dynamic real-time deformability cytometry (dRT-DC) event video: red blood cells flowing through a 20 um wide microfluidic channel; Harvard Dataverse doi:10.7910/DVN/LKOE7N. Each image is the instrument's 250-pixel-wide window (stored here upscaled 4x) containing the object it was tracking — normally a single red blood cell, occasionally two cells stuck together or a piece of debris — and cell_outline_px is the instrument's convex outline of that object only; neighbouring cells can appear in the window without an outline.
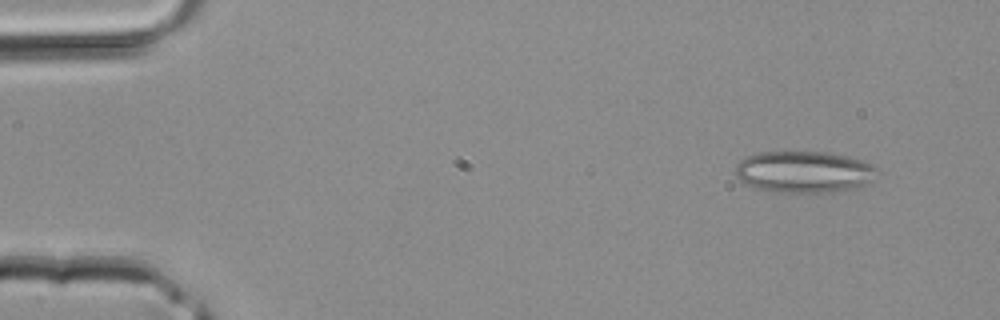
{"species": "common noctule bat (a hibernating species)", "species_latin": "Nyctalus noctula", "temperature_condition": "room temperature", "stored_images_in_passage": 39, "camera_frame_rate_fps": 3000, "um_per_image_px": 0.085, "animal": {"sex": "male", "body_mass_g": 20.4}, "frame": {"image": 1, "passage_image": 1, "time_ms": 0.0, "image_size_px": [1000, 320], "cell_outline_px": [[876, 168], [868, 180], [860, 188], [832, 192], [780, 192], [752, 188], [740, 180], [736, 176], [736, 164], [740, 160], [748, 156], [760, 152], [824, 152], [848, 156], [872, 164]], "centroid_in_image_um": [68.28, 14.61], "position_along_channel_um": 16.7, "area_um2": 34.1}}
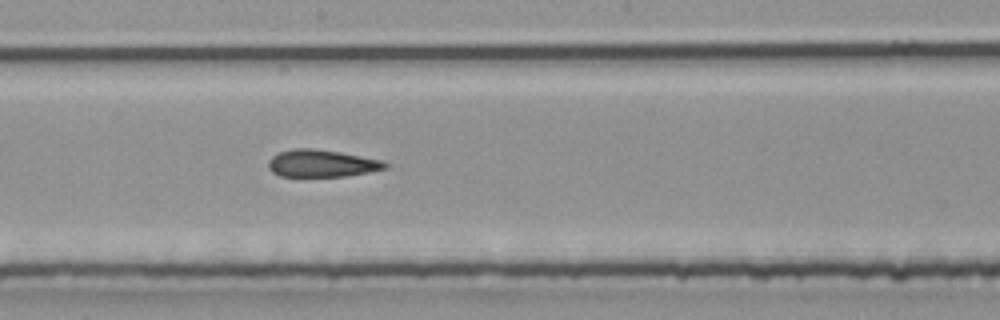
{"frame": {"image": 2, "passage_image": 20, "time_ms": 6.333, "image_size_px": [1000, 320], "cell_outline_px": [[388, 168], [368, 172], [344, 176], [280, 176], [272, 172], [268, 168], [268, 160], [276, 152], [292, 148], [312, 148], [340, 152], [380, 160], [388, 164]], "centroid_in_image_um": [27.28, 13.88], "position_along_channel_um": 220.9, "area_um2": 18.55}}
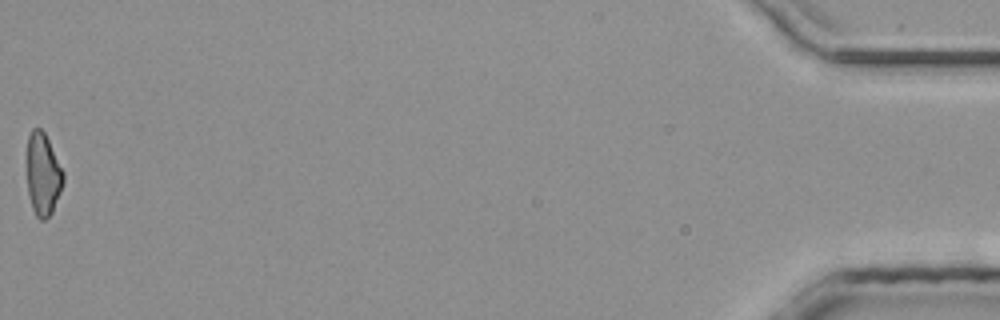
{"frame": {"image": 3, "passage_image": 39, "time_ms": 12.667, "image_size_px": [1000, 320], "cell_outline_px": [[64, 180], [60, 192], [52, 212], [44, 220], [40, 220], [36, 216], [32, 208], [28, 192], [28, 136], [32, 128], [40, 128], [44, 132], [64, 172]], "centroid_in_image_um": [3.66, 14.83], "position_along_channel_um": 431.5, "area_um2": 17.17}}